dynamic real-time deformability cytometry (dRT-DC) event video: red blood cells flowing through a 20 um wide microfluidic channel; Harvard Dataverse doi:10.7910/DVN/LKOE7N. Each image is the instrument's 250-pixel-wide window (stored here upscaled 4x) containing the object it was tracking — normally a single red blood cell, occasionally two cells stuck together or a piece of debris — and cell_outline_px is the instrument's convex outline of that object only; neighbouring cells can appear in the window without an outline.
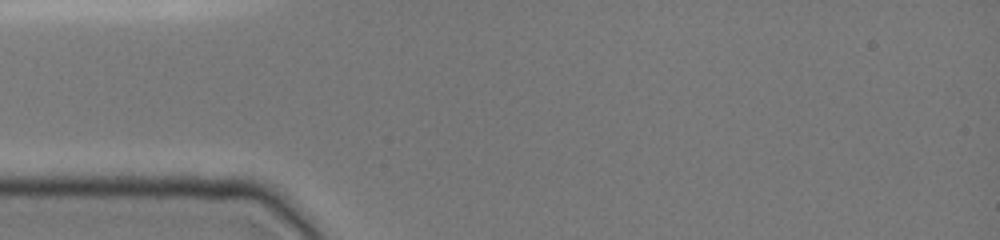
{"species": "common noctule bat (a hibernating species)", "species_latin": "Nyctalus noctula", "temperature_condition": "cold", "stored_images_in_passage": 1, "camera_frame_rate_fps": 3000, "um_per_image_px": 0.085, "animal": {"sex": "female", "body_mass_g": 19.0, "forearm_length_mm": 51.5}, "frame": {"image": 1, "passage_image": 1, "time_ms": 0.0, "image_size_px": [1000, 240], "cell_outline_px": [[608, 172], [604, 184], [592, 188], [540, 184], [540, 176], [560, 152], [572, 140], [596, 148]], "centroid_in_image_um": [48.96, 14.26], "position_along_channel_um": 36.0, "area_um2": 15.95}}